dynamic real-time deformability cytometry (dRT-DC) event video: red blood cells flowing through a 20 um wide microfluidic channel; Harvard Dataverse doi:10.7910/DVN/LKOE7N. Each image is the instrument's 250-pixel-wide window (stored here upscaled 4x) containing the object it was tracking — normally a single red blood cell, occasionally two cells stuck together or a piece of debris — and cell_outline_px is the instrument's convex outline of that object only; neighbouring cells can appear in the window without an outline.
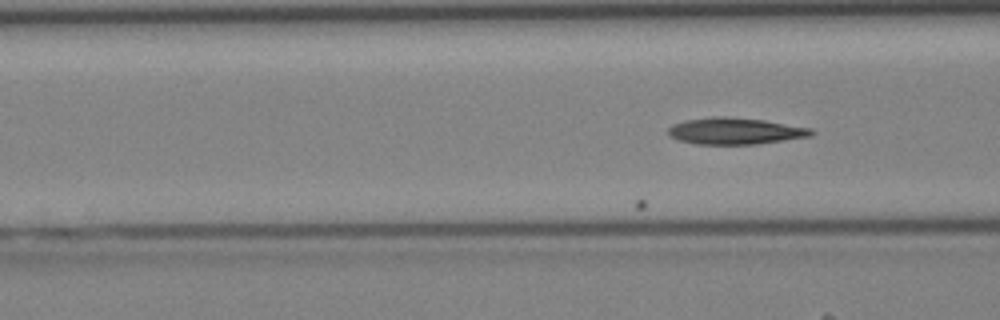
{"species": "Egyptian fruit bat (a non-hibernating species)", "species_latin": "Rousettus aegyptiacus", "temperature_condition": "cold", "stored_images_in_passage": 19, "camera_frame_rate_fps": 3000, "um_per_image_px": 0.085, "animal": {"sex": "female"}, "frame": {"image": 1, "passage_image": 16, "time_ms": 5.0, "image_size_px": [1000, 320], "cell_outline_px": [[816, 132], [812, 136], [756, 144], [696, 144], [676, 140], [668, 136], [668, 128], [672, 124], [688, 120], [716, 116], [724, 116], [764, 120], [812, 128]], "centroid_in_image_um": [62.49, 11.14], "position_along_channel_um": 104.1, "area_um2": 22.25}}